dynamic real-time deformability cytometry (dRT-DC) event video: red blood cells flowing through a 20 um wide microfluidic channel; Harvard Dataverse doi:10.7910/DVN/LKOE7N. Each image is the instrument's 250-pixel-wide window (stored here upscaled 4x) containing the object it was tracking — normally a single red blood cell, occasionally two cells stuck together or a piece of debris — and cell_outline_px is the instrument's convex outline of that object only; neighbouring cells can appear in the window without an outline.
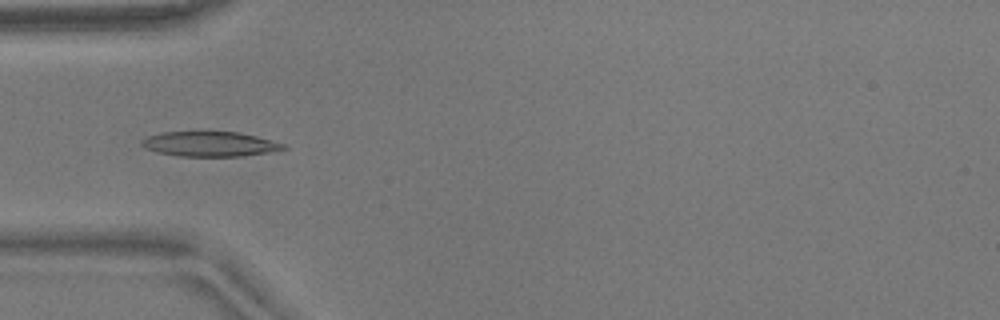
{"species": "common noctule bat (a hibernating species)", "species_latin": "Nyctalus noctula", "temperature_condition": "warm", "stored_images_in_passage": 51, "camera_frame_rate_fps": 3000, "um_per_image_px": 0.085, "animal": {"sex": "male", "body_mass_g": 17.9}, "frame": {"image": 1, "passage_image": 13, "time_ms": 4.0, "image_size_px": [1000, 320], "cell_outline_px": [[288, 148], [268, 152], [244, 156], [176, 156], [156, 152], [144, 148], [140, 144], [140, 140], [148, 136], [164, 132], [236, 132], [256, 136], [284, 144]], "centroid_in_image_um": [17.78, 12.25], "position_along_channel_um": 67.2, "area_um2": 20.46}}
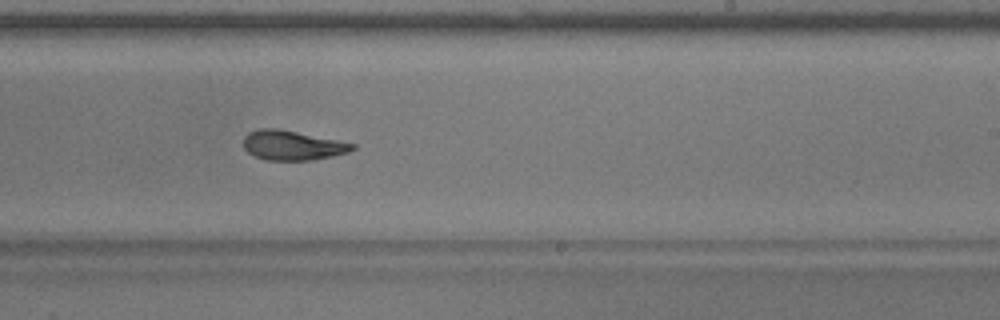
{"frame": {"image": 2, "passage_image": 29, "time_ms": 9.333, "image_size_px": [1000, 320], "cell_outline_px": [[356, 148], [348, 152], [332, 156], [312, 160], [264, 160], [248, 152], [244, 148], [244, 136], [248, 132], [260, 128], [276, 128], [356, 144]], "centroid_in_image_um": [24.83, 12.36], "position_along_channel_um": 264.2, "area_um2": 18.61}}
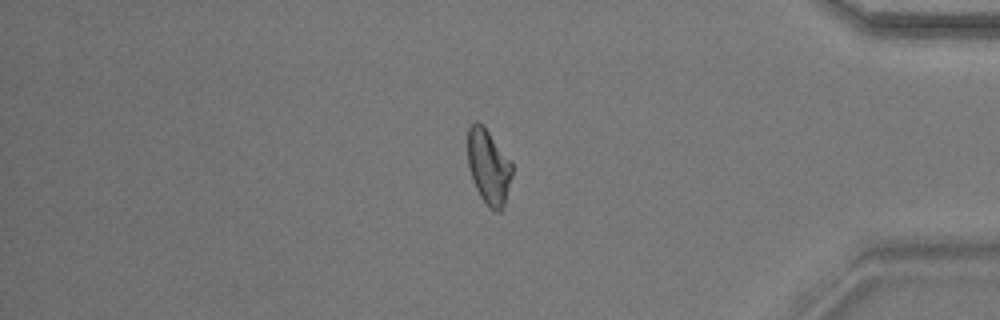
{"frame": {"image": 3, "passage_image": 42, "time_ms": 13.667, "image_size_px": [1000, 320], "cell_outline_px": [[512, 176], [504, 208], [500, 212], [496, 212], [488, 208], [480, 196], [472, 180], [468, 168], [468, 128], [476, 120], [488, 132], [512, 160]], "centroid_in_image_um": [41.55, 14.23], "position_along_channel_um": 393.7, "area_um2": 19.59}, "authors_computed_cell_mechanics": {"area_um2": 19.7676, "velocity_mm_per_s": 3.6836, "shape_relaxation_time_tau1_ms": 8.5844, "shape_relaxation_time_tau2_ms": 1.9744, "deformation_change_tau1": 0.2087, "deformation_change_tau2": 0.082}}